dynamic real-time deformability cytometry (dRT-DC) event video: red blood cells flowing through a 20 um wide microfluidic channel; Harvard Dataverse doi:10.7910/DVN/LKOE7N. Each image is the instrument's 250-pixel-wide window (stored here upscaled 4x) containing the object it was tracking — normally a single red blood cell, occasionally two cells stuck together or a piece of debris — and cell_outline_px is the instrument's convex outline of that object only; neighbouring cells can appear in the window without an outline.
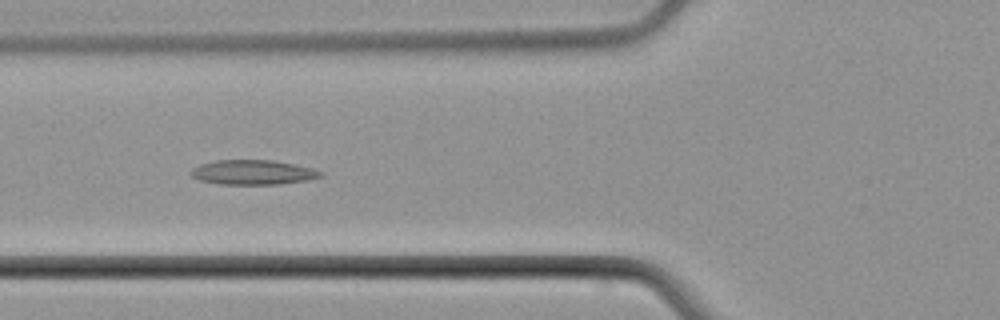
{"species": "common noctule bat (a hibernating species)", "species_latin": "Nyctalus noctula", "temperature_condition": "cold", "stored_images_in_passage": 8, "camera_frame_rate_fps": 3000, "um_per_image_px": 0.085, "animal": {"sex": "male", "body_mass_g": 21.5, "forearm_length_mm": 52.0}, "frame": {"image": 1, "passage_image": 4, "time_ms": 4.667, "image_size_px": [1000, 320], "cell_outline_px": [[324, 176], [308, 180], [280, 184], [220, 184], [200, 180], [192, 176], [192, 168], [200, 164], [216, 160], [272, 160], [312, 168], [324, 172]], "centroid_in_image_um": [21.53, 14.65], "position_along_channel_um": 104.3, "area_um2": 18.55}}
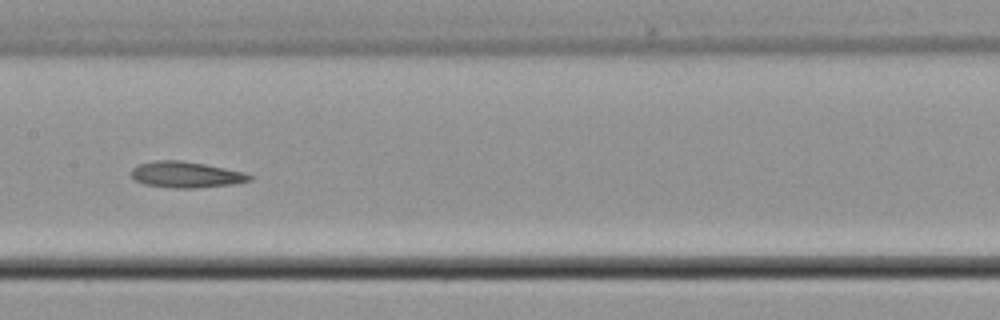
{"frame": {"image": 2, "passage_image": 6, "time_ms": 7.0, "image_size_px": [1000, 320], "cell_outline_px": [[252, 180], [232, 184], [192, 188], [172, 188], [144, 184], [136, 180], [132, 176], [132, 168], [140, 164], [156, 160], [180, 160], [204, 164], [244, 172], [252, 176]], "centroid_in_image_um": [15.81, 14.84], "position_along_channel_um": 191.6, "area_um2": 17.74}}
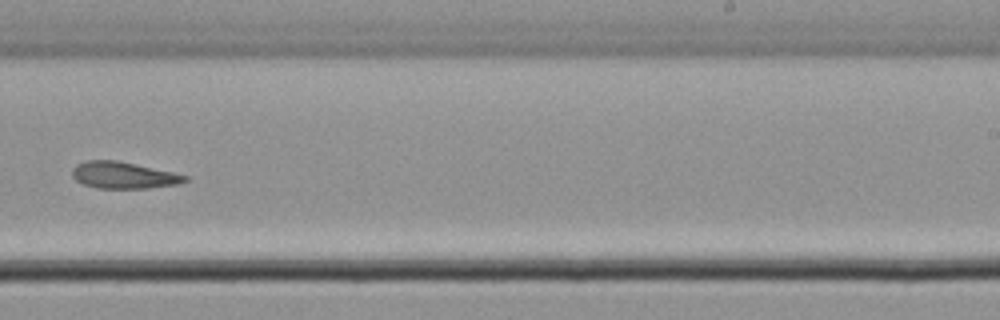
{"frame": {"image": 3, "passage_image": 8, "time_ms": 9.333, "image_size_px": [1000, 320], "cell_outline_px": [[188, 180], [180, 184], [148, 188], [96, 188], [84, 184], [76, 180], [72, 176], [72, 168], [76, 164], [84, 160], [116, 160], [136, 164], [172, 172], [188, 176]], "centroid_in_image_um": [10.48, 14.89], "position_along_channel_um": 278.5, "area_um2": 17.57}}